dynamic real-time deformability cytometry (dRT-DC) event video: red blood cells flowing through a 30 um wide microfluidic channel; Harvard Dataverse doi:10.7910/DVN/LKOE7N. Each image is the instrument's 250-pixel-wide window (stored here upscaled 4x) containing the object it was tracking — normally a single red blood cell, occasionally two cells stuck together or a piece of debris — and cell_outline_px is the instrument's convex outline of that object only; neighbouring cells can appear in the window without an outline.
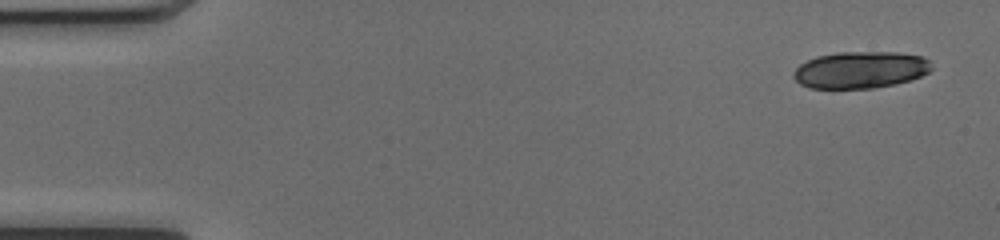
{"species": "common noctule bat (a hibernating species)", "species_latin": "Nyctalus noctula", "temperature_condition": "cold", "stored_images_in_passage": 16, "camera_frame_rate_fps": 3000, "um_per_image_px": 0.085, "animal": {"sex": "female", "body_mass_g": 17.0, "forearm_length_mm": 48.0}, "frame": {"image": 1, "passage_image": 1, "time_ms": 0.0, "image_size_px": [1000, 240], "cell_outline_px": [[932, 68], [928, 72], [920, 76], [908, 80], [892, 84], [872, 88], [808, 88], [800, 84], [792, 76], [792, 72], [800, 64], [816, 56], [840, 52], [896, 52], [924, 56], [928, 60]], "centroid_in_image_um": [73.1, 5.93], "position_along_channel_um": 11.9, "area_um2": 29.54}}